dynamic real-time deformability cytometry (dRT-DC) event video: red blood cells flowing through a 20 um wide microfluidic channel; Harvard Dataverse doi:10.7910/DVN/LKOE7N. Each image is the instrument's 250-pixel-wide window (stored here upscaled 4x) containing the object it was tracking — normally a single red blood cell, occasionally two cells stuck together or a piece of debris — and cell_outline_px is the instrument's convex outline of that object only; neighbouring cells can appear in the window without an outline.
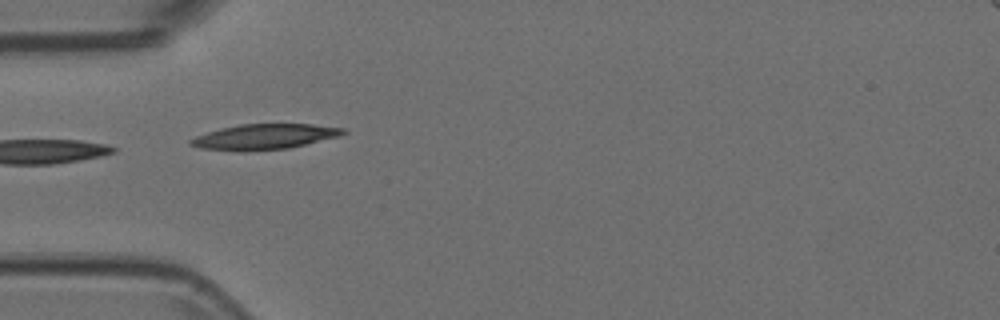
{"species": "Egyptian fruit bat (a non-hibernating species)", "species_latin": "Rousettus aegyptiacus", "temperature_condition": "room temperature", "stored_images_in_passage": 24, "camera_frame_rate_fps": 3000, "um_per_image_px": 0.085, "animal": {"sex": "female"}, "frame": {"image": 1, "passage_image": 1, "time_ms": 0.0, "image_size_px": [1000, 320], "cell_outline_px": [[348, 132], [340, 136], [288, 148], [244, 152], [200, 148], [188, 144], [188, 140], [196, 136], [220, 128], [240, 124], [312, 124], [344, 128]], "centroid_in_image_um": [22.46, 11.62], "position_along_channel_um": 62.5, "area_um2": 22.66}}